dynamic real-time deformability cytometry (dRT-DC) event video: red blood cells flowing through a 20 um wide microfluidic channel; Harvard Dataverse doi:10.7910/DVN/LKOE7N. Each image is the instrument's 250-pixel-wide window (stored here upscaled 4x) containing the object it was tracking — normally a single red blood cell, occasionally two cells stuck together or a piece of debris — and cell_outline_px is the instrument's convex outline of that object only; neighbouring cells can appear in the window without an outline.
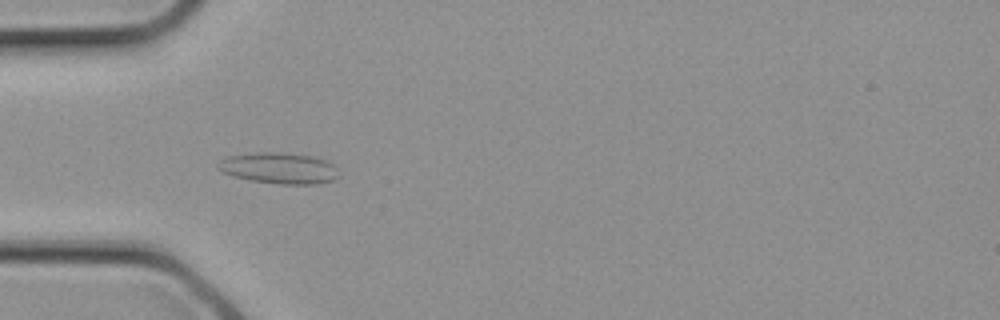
{"species": "common noctule bat (a hibernating species)", "species_latin": "Nyctalus noctula", "temperature_condition": "cold", "stored_images_in_passage": 1, "camera_frame_rate_fps": 3000, "um_per_image_px": 0.085, "animal": {"sex": "female", "body_mass_g": 21.9}, "frame": {"image": 1, "passage_image": 1, "time_ms": 0.0, "image_size_px": [1000, 320], "cell_outline_px": [[340, 176], [332, 180], [316, 184], [280, 184], [252, 180], [232, 176], [216, 168], [216, 164], [220, 160], [228, 156], [256, 152], [280, 152], [312, 156], [324, 160], [332, 164], [336, 168]], "centroid_in_image_um": [23.7, 14.29], "position_along_channel_um": 61.3, "area_um2": 21.85}}